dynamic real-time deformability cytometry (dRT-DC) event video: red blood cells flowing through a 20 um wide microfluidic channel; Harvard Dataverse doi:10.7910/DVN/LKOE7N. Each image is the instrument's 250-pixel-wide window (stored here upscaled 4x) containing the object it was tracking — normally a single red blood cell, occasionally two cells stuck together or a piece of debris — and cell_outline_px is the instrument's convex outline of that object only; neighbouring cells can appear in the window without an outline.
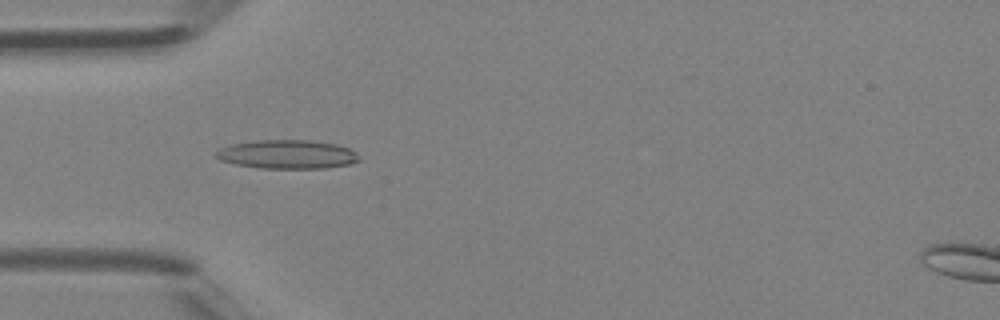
{"species": "Egyptian fruit bat (a non-hibernating species)", "species_latin": "Rousettus aegyptiacus", "temperature_condition": "room temperature", "stored_images_in_passage": 42, "camera_frame_rate_fps": 3000, "um_per_image_px": 0.085, "animal": {"sex": "female"}, "frame": {"image": 1, "passage_image": 15, "time_ms": 4.667, "image_size_px": [1000, 320], "cell_outline_px": [[360, 160], [348, 164], [324, 168], [260, 168], [236, 164], [220, 160], [212, 156], [212, 152], [220, 148], [232, 144], [256, 140], [312, 140], [336, 144], [352, 148], [356, 152]], "centroid_in_image_um": [24.38, 13.11], "position_along_channel_um": 60.6, "area_um2": 24.22}}
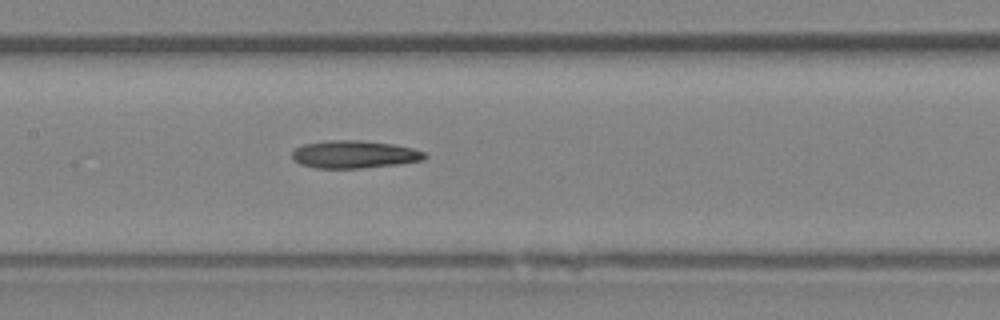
{"frame": {"image": 2, "passage_image": 23, "time_ms": 7.333, "image_size_px": [1000, 320], "cell_outline_px": [[428, 156], [424, 160], [396, 164], [360, 168], [316, 168], [300, 164], [292, 160], [292, 152], [296, 148], [304, 144], [328, 140], [360, 140], [392, 144], [412, 148], [424, 152]], "centroid_in_image_um": [30.09, 13.12], "position_along_channel_um": 177.3, "area_um2": 21.33}}
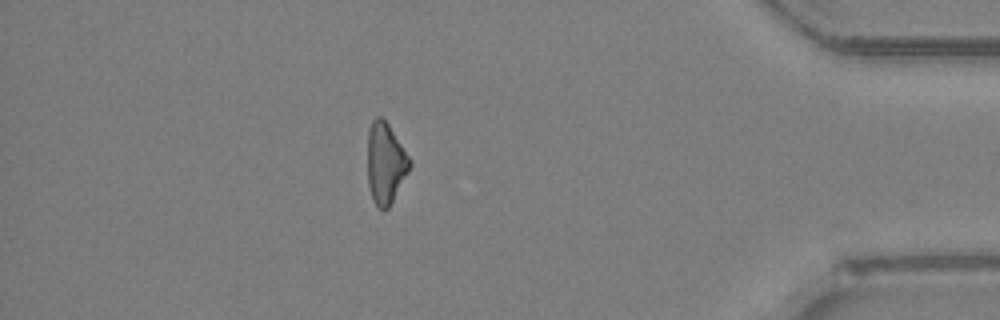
{"frame": {"image": 3, "passage_image": 41, "time_ms": 13.333, "image_size_px": [1000, 320], "cell_outline_px": [[412, 164], [408, 172], [388, 208], [380, 208], [372, 200], [368, 184], [368, 128], [372, 120], [376, 116], [380, 116], [388, 124], [412, 160]], "centroid_in_image_um": [32.76, 13.84], "position_along_channel_um": 402.4, "area_um2": 19.77}}